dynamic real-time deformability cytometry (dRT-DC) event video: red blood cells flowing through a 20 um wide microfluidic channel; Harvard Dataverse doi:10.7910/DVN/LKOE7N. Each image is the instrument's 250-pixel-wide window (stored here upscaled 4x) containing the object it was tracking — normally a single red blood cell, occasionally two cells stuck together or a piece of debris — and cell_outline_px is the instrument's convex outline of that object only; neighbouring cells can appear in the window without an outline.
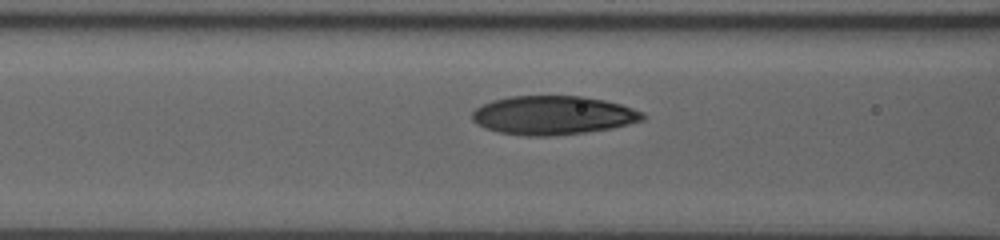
{"species": "human", "species_latin": "Homo sapiens", "temperature_condition": "room temperature", "stored_images_in_passage": 15, "camera_frame_rate_fps": 3000, "um_per_image_px": 0.085, "donor": {"sex": "male"}, "frame": {"image": 1, "passage_image": 13, "time_ms": 4.0, "image_size_px": [1000, 240], "cell_outline_px": [[648, 116], [644, 120], [612, 128], [584, 132], [552, 136], [524, 136], [500, 132], [484, 128], [476, 124], [472, 120], [472, 112], [476, 108], [492, 100], [508, 96], [584, 96], [604, 100], [620, 104], [644, 112]], "centroid_in_image_um": [47.01, 9.8], "position_along_channel_um": 119.6, "area_um2": 38.73}}